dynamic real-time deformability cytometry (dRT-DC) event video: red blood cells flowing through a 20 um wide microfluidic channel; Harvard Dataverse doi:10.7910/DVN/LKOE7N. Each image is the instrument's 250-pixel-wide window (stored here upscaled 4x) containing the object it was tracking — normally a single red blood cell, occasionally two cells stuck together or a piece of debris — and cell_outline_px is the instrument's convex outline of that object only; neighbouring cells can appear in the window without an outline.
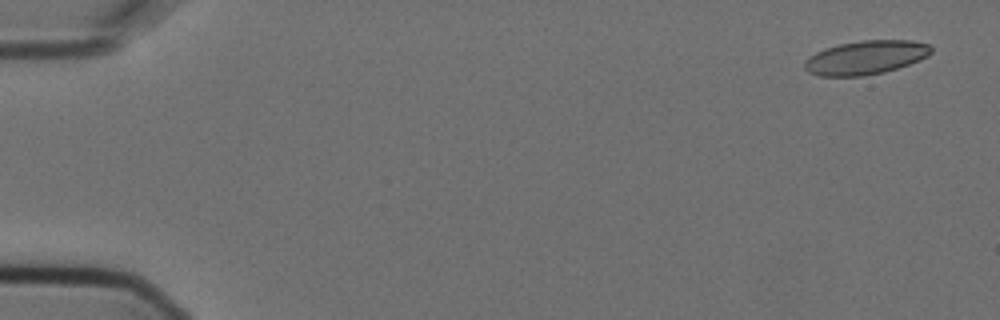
{"species": "Egyptian fruit bat (a non-hibernating species)", "species_latin": "Rousettus aegyptiacus", "temperature_condition": "cold", "stored_images_in_passage": 3, "camera_frame_rate_fps": 3000, "um_per_image_px": 0.085, "animal": {"sex": "female"}, "frame": {"image": 1, "passage_image": 1, "time_ms": 0.0, "image_size_px": [1000, 320], "cell_outline_px": [[932, 52], [928, 56], [920, 60], [884, 72], [860, 76], [820, 76], [808, 72], [804, 68], [804, 60], [808, 56], [824, 48], [840, 44], [860, 40], [912, 40], [928, 44], [932, 48]], "centroid_in_image_um": [73.56, 4.88], "position_along_channel_um": 11.4, "area_um2": 25.03}}